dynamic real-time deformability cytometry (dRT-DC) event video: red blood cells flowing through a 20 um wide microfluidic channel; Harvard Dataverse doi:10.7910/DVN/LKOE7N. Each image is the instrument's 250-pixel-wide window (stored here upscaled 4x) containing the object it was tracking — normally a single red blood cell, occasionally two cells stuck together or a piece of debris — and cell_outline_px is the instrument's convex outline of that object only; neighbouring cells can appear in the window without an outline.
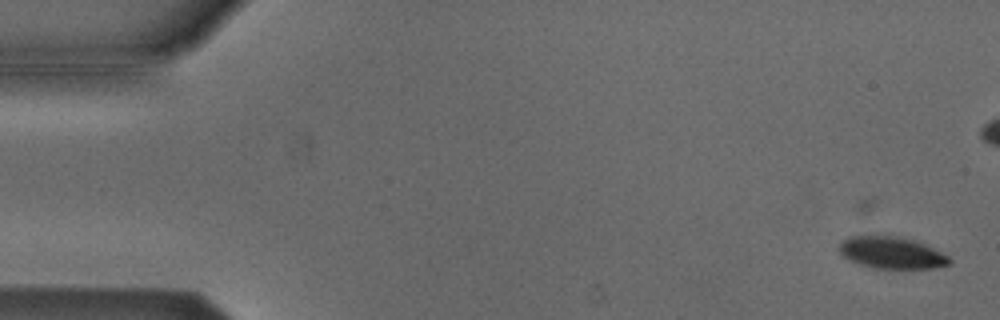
{"species": "Egyptian fruit bat (a non-hibernating species)", "species_latin": "Rousettus aegyptiacus", "temperature_condition": "cold", "stored_images_in_passage": 55, "camera_frame_rate_fps": 3000, "um_per_image_px": 0.085, "animal": {"sex": "male"}, "frame": {"image": 1, "passage_image": 2, "time_ms": 0.333, "image_size_px": [1000, 320], "cell_outline_px": [[952, 260], [948, 264], [932, 268], [876, 268], [852, 260], [844, 256], [840, 252], [840, 244], [844, 240], [852, 236], [888, 236], [908, 240], [920, 244], [948, 256]], "centroid_in_image_um": [75.77, 21.5], "position_along_channel_um": 9.2, "area_um2": 19.25}}
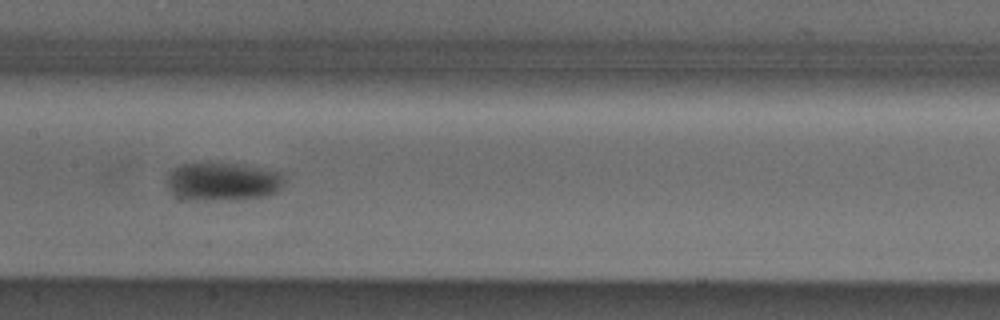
{"frame": {"image": 2, "passage_image": 27, "time_ms": 8.667, "image_size_px": [1000, 320], "cell_outline_px": [[280, 188], [272, 192], [260, 196], [188, 200], [172, 192], [168, 188], [168, 176], [176, 168], [184, 164], [236, 164], [276, 172], [280, 176]], "centroid_in_image_um": [18.83, 15.42], "position_along_channel_um": 188.6, "area_um2": 24.22}}
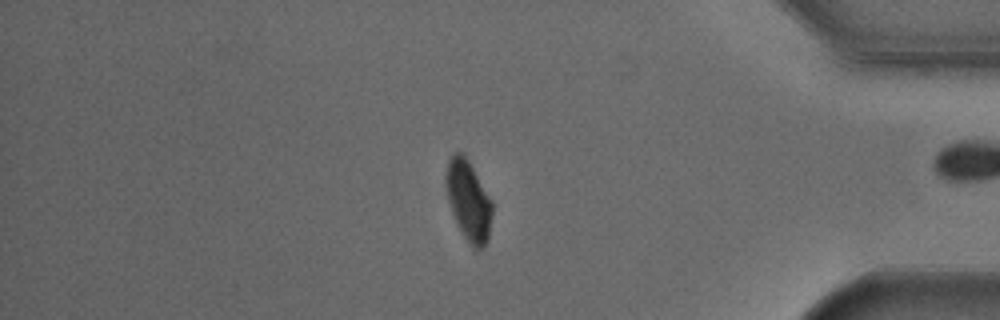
{"frame": {"image": 3, "passage_image": 46, "time_ms": 15.0, "image_size_px": [1000, 320], "cell_outline_px": [[492, 212], [488, 240], [480, 248], [472, 248], [464, 236], [452, 212], [448, 200], [444, 184], [444, 180], [448, 160], [456, 152], [464, 152], [492, 200]], "centroid_in_image_um": [39.81, 17.0], "position_along_channel_um": 395.4, "area_um2": 21.56}}